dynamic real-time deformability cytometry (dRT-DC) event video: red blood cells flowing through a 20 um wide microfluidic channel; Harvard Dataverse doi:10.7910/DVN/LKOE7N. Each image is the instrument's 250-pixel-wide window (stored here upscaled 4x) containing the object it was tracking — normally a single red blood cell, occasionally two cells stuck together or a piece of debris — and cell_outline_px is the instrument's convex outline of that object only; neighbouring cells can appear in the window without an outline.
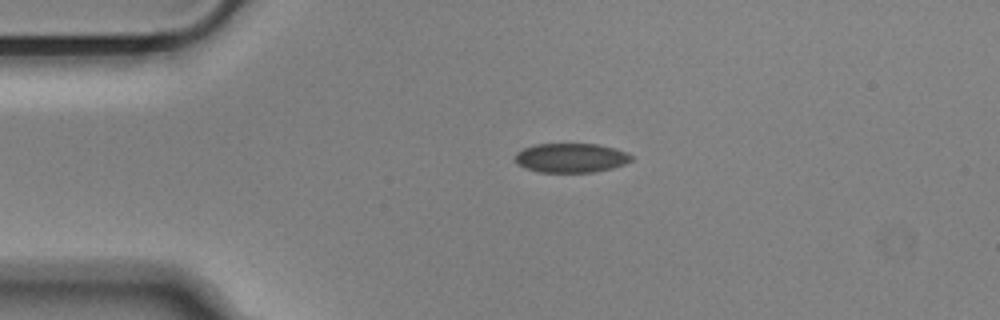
{"species": "Egyptian fruit bat (a non-hibernating species)", "species_latin": "Rousettus aegyptiacus", "temperature_condition": "cold", "stored_images_in_passage": 44, "camera_frame_rate_fps": 3000, "um_per_image_px": 0.085, "animal": {"sex": "male"}, "frame": {"image": 1, "passage_image": 1, "time_ms": 0.0, "image_size_px": [1000, 320], "cell_outline_px": [[632, 160], [624, 164], [612, 168], [592, 172], [540, 172], [524, 168], [516, 164], [516, 152], [524, 148], [536, 144], [596, 144], [616, 148], [628, 152], [632, 156]], "centroid_in_image_um": [48.54, 13.42], "position_along_channel_um": 36.5, "area_um2": 19.88}}
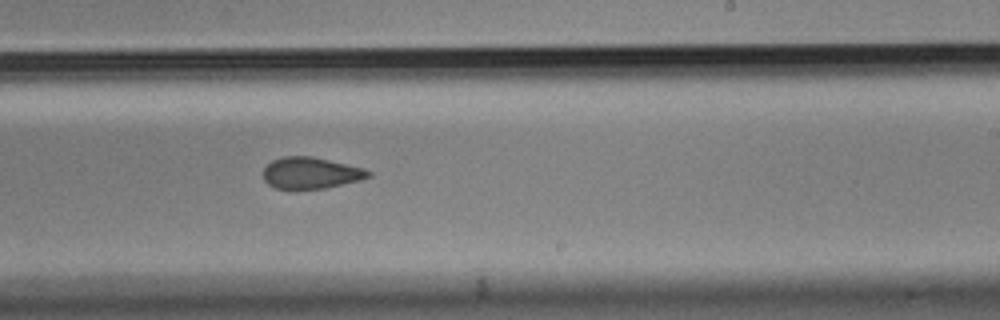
{"frame": {"image": 2, "passage_image": 22, "time_ms": 7.0, "image_size_px": [1000, 320], "cell_outline_px": [[372, 176], [360, 180], [324, 188], [276, 188], [268, 184], [264, 180], [264, 168], [272, 160], [284, 156], [312, 156], [364, 168], [372, 172]], "centroid_in_image_um": [26.44, 14.69], "position_along_channel_um": 262.6, "area_um2": 19.07}}
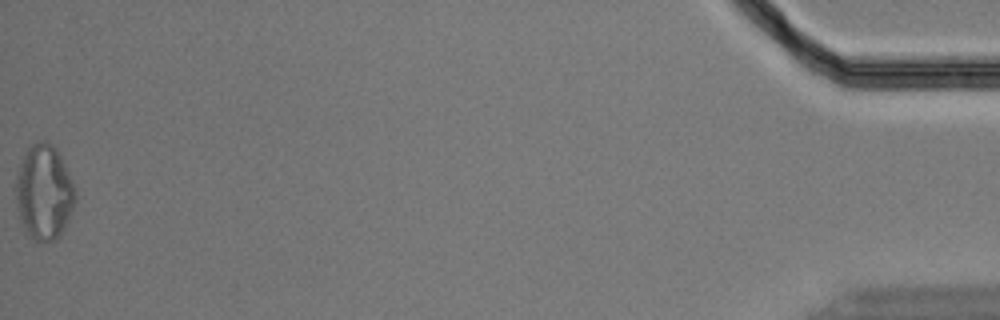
{"frame": {"image": 3, "passage_image": 44, "time_ms": 14.333, "image_size_px": [1000, 320], "cell_outline_px": [[76, 200], [68, 220], [60, 236], [56, 240], [32, 240], [28, 236], [24, 228], [16, 204], [12, 184], [20, 164], [28, 148], [32, 144], [40, 140], [48, 140], [56, 148], [68, 172], [76, 192]], "centroid_in_image_um": [3.71, 16.33], "position_along_channel_um": 431.5, "area_um2": 33.18}, "authors_computed_cell_mechanics": {"area_um2": 20.519, "velocity_mm_per_s": 3.664, "shape_relaxation_time_tau1_ms": null, "shape_relaxation_time_tau2_ms": 3.4278, "deformation_change_tau1": null, "deformation_change_tau2": 0.0825}}